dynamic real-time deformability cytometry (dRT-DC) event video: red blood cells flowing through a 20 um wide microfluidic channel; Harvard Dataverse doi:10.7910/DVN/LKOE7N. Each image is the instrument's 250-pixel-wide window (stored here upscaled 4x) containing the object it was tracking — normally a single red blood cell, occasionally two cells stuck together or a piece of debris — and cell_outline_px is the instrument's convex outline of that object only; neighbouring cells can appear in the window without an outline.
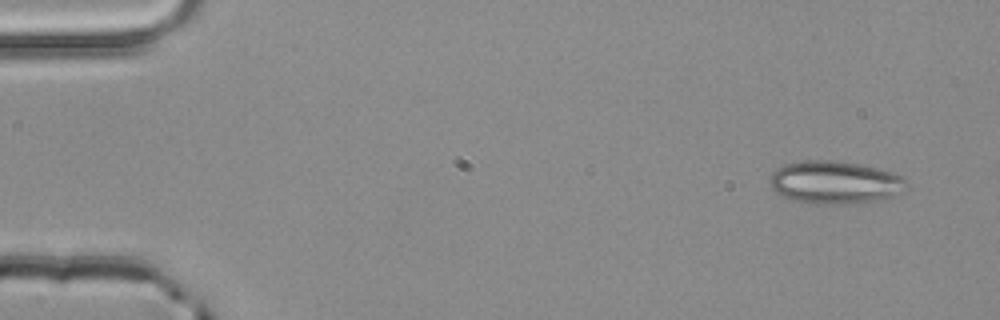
{"species": "common noctule bat (a hibernating species)", "species_latin": "Nyctalus noctula", "temperature_condition": "room temperature", "stored_images_in_passage": 4, "camera_frame_rate_fps": 3000, "um_per_image_px": 0.085, "animal": {"sex": "male", "body_mass_g": 20.4}, "frame": {"image": 1, "passage_image": 1, "time_ms": 0.0, "image_size_px": [1000, 320], "cell_outline_px": [[908, 188], [892, 196], [876, 200], [844, 204], [816, 204], [792, 200], [780, 196], [768, 184], [772, 172], [776, 168], [784, 164], [804, 160], [828, 160], [856, 164], [876, 168], [892, 172], [904, 176], [908, 184]], "centroid_in_image_um": [70.93, 15.51], "position_along_channel_um": 14.1, "area_um2": 34.22}}